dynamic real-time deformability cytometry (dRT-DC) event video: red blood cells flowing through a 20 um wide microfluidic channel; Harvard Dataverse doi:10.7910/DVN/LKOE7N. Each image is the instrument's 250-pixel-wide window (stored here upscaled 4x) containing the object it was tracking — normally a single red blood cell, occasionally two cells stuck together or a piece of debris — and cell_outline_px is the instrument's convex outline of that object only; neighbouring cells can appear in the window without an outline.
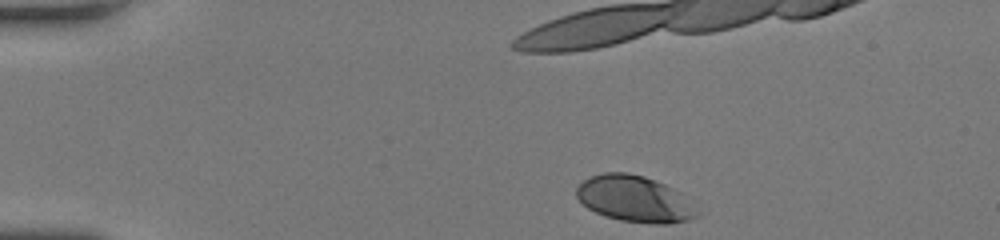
{"species": "human", "species_latin": "Homo sapiens", "temperature_condition": "room temperature", "stored_images_in_passage": 14, "camera_frame_rate_fps": 3000, "um_per_image_px": 0.085, "donor": {"sex": "female"}, "frame": {"image": 1, "passage_image": 1, "time_ms": 0.0, "image_size_px": [1000, 240], "cell_outline_px": [[700, 216], [688, 220], [668, 224], [660, 224], [620, 220], [604, 216], [588, 208], [576, 196], [576, 188], [584, 180], [592, 176], [604, 172], [628, 172], [644, 176], [656, 180], [680, 192], [700, 212]], "centroid_in_image_um": [53.96, 16.91], "position_along_channel_um": 31.0, "area_um2": 32.48}}